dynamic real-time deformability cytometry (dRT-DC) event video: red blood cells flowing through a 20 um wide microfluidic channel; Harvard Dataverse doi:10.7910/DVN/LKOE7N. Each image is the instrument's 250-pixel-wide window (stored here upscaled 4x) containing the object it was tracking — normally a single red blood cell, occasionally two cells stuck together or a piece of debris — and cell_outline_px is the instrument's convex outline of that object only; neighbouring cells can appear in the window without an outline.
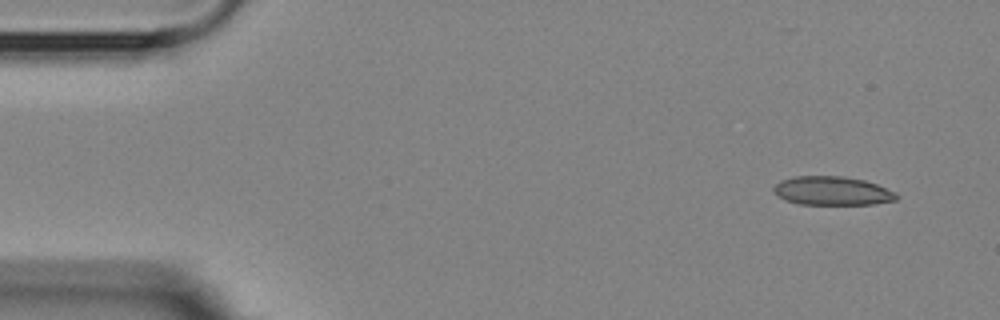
{"species": "Egyptian fruit bat (a non-hibernating species)", "species_latin": "Rousettus aegyptiacus", "temperature_condition": "room temperature", "stored_images_in_passage": 7, "camera_frame_rate_fps": 3000, "um_per_image_px": 0.085, "animal": {"sex": "female"}, "frame": {"image": 1, "passage_image": 1, "time_ms": 0.0, "image_size_px": [1000, 320], "cell_outline_px": [[900, 196], [896, 200], [872, 204], [800, 204], [784, 200], [772, 188], [780, 180], [792, 176], [844, 176], [864, 180], [876, 184], [896, 192]], "centroid_in_image_um": [70.75, 16.21], "position_along_channel_um": 14.2, "area_um2": 20.58}}
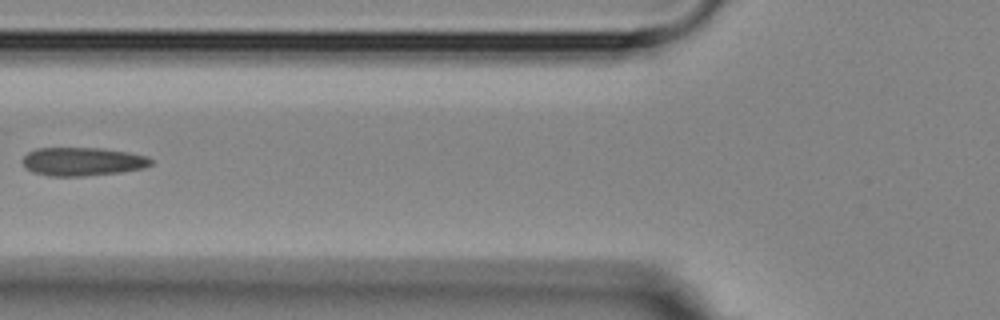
{"frame": {"image": 2, "passage_image": 6, "time_ms": 5.667, "image_size_px": [1000, 320], "cell_outline_px": [[152, 164], [144, 168], [120, 172], [84, 176], [48, 176], [32, 172], [24, 164], [24, 156], [28, 152], [36, 148], [100, 148], [128, 152], [148, 156], [152, 160]], "centroid_in_image_um": [7.04, 13.73], "position_along_channel_um": 118.8, "area_um2": 21.21}}
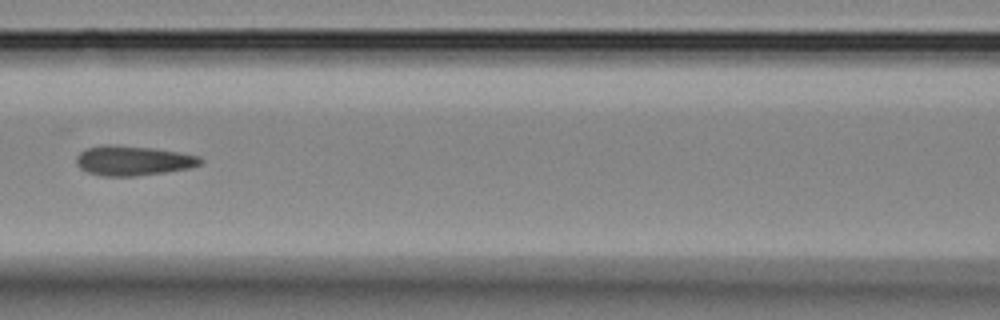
{"frame": {"image": 3, "passage_image": 7, "time_ms": 6.667, "image_size_px": [1000, 320], "cell_outline_px": [[204, 160], [200, 164], [188, 168], [164, 172], [136, 176], [100, 176], [88, 172], [80, 168], [76, 164], [76, 156], [80, 152], [88, 148], [104, 144], [112, 144], [152, 148], [180, 152], [200, 156]], "centroid_in_image_um": [11.29, 13.65], "position_along_channel_um": 155.3, "area_um2": 21.56}}